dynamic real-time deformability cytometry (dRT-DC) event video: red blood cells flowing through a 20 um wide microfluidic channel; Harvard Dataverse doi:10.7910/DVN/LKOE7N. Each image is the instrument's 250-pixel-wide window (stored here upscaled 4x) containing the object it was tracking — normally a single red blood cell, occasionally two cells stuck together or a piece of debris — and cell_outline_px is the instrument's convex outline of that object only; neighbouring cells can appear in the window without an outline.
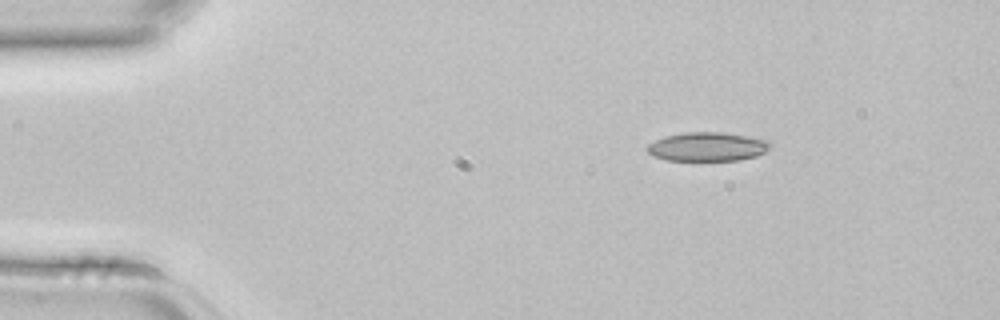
{"species": "common noctule bat (a hibernating species)", "species_latin": "Nyctalus noctula", "temperature_condition": "room temperature", "stored_images_in_passage": 3, "segment_of_instrument_passage": [2, 2], "camera_frame_rate_fps": 3000, "um_per_image_px": 0.085, "animal": {"sex": "female", "body_mass_g": 22.7, "forearm_length_mm": 54.2}, "frame": {"image": 1, "passage_image": 3, "time_ms": 0.667, "image_size_px": [1000, 320], "cell_outline_px": [[772, 144], [764, 152], [756, 156], [740, 160], [668, 160], [652, 156], [644, 148], [648, 144], [664, 136], [684, 132], [724, 132], [748, 136], [768, 140]], "centroid_in_image_um": [60.11, 12.46], "position_along_channel_um": 24.9, "area_um2": 20.81}}